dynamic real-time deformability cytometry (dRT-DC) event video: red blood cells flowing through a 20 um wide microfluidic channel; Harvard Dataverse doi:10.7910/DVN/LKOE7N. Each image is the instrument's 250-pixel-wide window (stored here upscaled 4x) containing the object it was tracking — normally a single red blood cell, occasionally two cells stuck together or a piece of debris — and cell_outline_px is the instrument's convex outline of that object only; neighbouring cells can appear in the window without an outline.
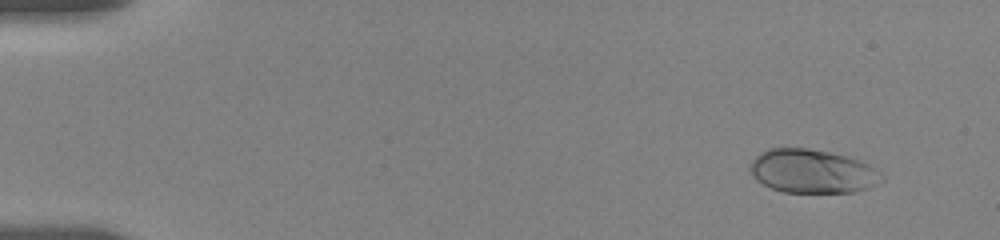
{"species": "human", "species_latin": "Homo sapiens", "temperature_condition": "room temperature", "stored_images_in_passage": 14, "camera_frame_rate_fps": 3000, "um_per_image_px": 0.085, "donor": {"sex": "female"}, "frame": {"image": 1, "passage_image": 3, "time_ms": 1.0, "image_size_px": [1000, 240], "cell_outline_px": [[884, 180], [868, 188], [852, 192], [784, 192], [772, 188], [756, 180], [752, 176], [752, 160], [760, 152], [768, 148], [804, 148], [828, 152], [848, 156], [868, 164], [884, 176]], "centroid_in_image_um": [69.06, 14.56], "position_along_channel_um": 15.9, "area_um2": 33.23}}
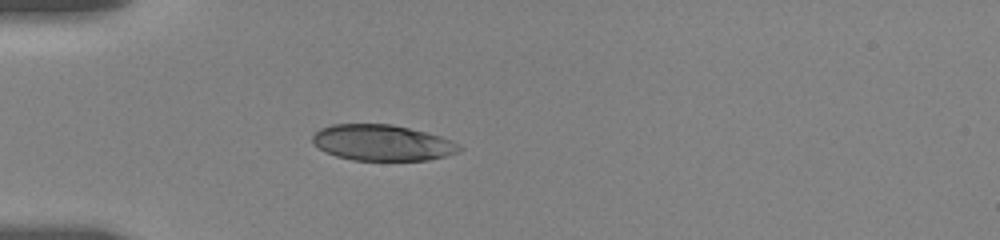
{"frame": {"image": 2, "passage_image": 12, "time_ms": 5.0, "image_size_px": [1000, 240], "cell_outline_px": [[464, 148], [460, 152], [448, 156], [428, 160], [352, 160], [336, 156], [312, 144], [312, 136], [320, 128], [332, 124], [392, 124], [428, 132], [452, 140], [460, 144]], "centroid_in_image_um": [32.54, 12.13], "position_along_channel_um": 52.5, "area_um2": 31.04}}
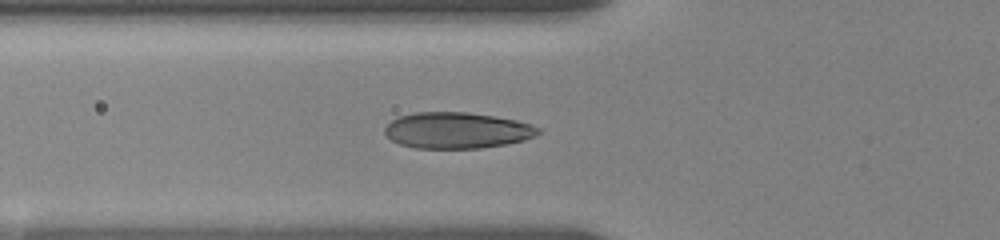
{"frame": {"image": 3, "passage_image": 14, "time_ms": 6.333, "image_size_px": [1000, 240], "cell_outline_px": [[540, 132], [536, 136], [524, 140], [504, 144], [480, 148], [416, 148], [400, 144], [392, 140], [384, 132], [384, 128], [396, 116], [416, 112], [468, 112], [516, 120], [532, 124], [540, 128]], "centroid_in_image_um": [38.84, 11.07], "position_along_channel_um": 87.0, "area_um2": 32.31}}